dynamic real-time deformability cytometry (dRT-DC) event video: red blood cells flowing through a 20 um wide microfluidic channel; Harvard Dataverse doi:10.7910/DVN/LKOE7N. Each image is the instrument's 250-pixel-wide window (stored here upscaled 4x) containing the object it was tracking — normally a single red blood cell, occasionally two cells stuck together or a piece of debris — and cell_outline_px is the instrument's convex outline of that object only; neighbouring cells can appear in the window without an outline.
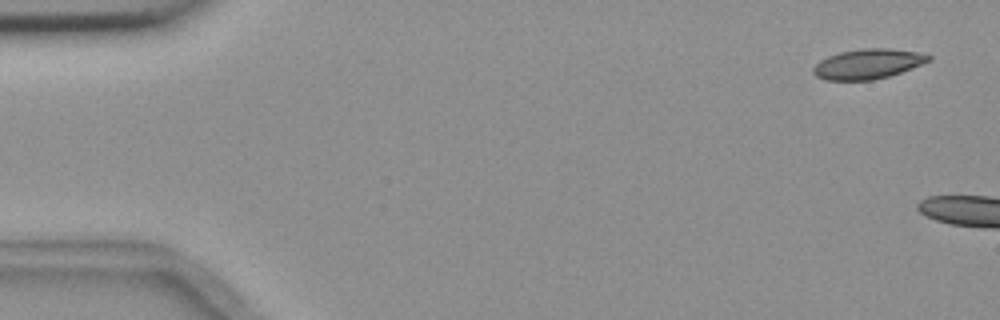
{"species": "common noctule bat (a hibernating species)", "species_latin": "Nyctalus noctula", "temperature_condition": "room temperature", "stored_images_in_passage": 2, "camera_frame_rate_fps": 3000, "um_per_image_px": 0.085, "animal": {"sex": "female", "body_mass_g": 18.4}, "frame": {"image": 1, "passage_image": 1, "time_ms": 0.0, "image_size_px": [1000, 320], "cell_outline_px": [[932, 60], [912, 68], [888, 76], [872, 80], [824, 80], [816, 76], [812, 72], [812, 68], [820, 60], [828, 56], [840, 52], [860, 48], [888, 48], [916, 52], [932, 56]], "centroid_in_image_um": [73.75, 5.43], "position_along_channel_um": 11.3, "area_um2": 20.11}}